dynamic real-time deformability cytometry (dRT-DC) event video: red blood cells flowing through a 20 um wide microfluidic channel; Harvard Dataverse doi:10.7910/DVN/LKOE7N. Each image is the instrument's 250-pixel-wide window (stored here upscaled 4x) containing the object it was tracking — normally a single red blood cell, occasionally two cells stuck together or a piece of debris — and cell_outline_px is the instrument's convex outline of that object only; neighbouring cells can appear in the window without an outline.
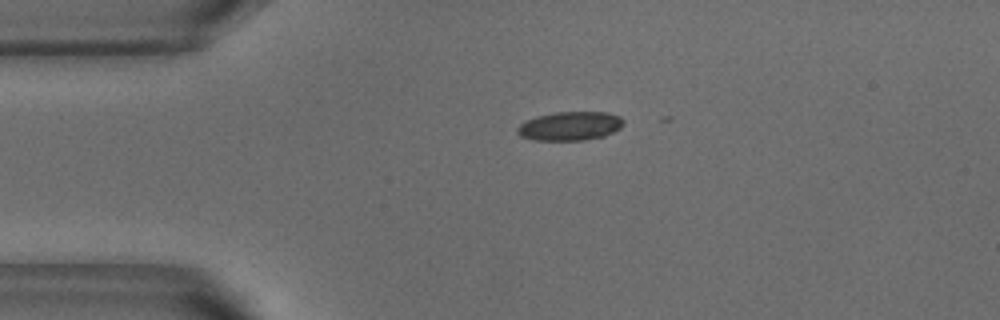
{"species": "common noctule bat (a hibernating species)", "species_latin": "Nyctalus noctula", "temperature_condition": "warm", "stored_images_in_passage": 9, "camera_frame_rate_fps": 3000, "um_per_image_px": 0.085, "animal": {"sex": "male", "body_mass_g": 18.8}, "frame": {"image": 1, "passage_image": 1, "time_ms": 0.0, "image_size_px": [1000, 320], "cell_outline_px": [[624, 124], [620, 128], [604, 136], [584, 140], [536, 140], [520, 136], [516, 132], [516, 128], [520, 124], [536, 116], [556, 112], [608, 112], [620, 116], [624, 120]], "centroid_in_image_um": [48.46, 10.71], "position_along_channel_um": 36.5, "area_um2": 17.86}}
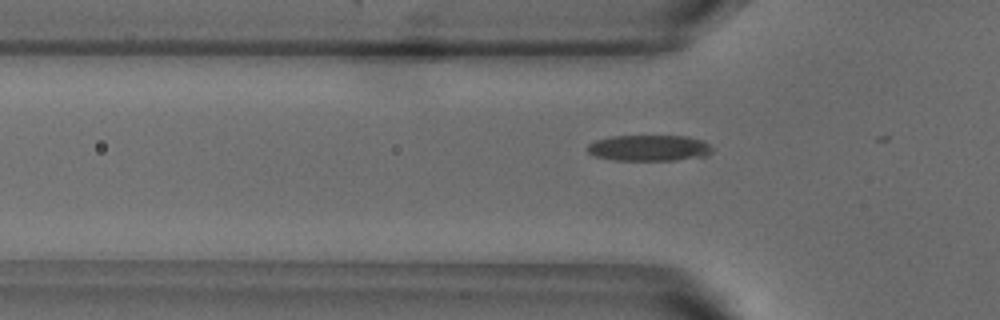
{"frame": {"image": 2, "passage_image": 6, "time_ms": 1.667, "image_size_px": [1000, 320], "cell_outline_px": [[712, 152], [708, 156], [676, 160], [612, 160], [596, 156], [588, 152], [584, 148], [588, 144], [596, 140], [612, 136], [688, 136], [704, 140], [712, 148]], "centroid_in_image_um": [55.18, 12.58], "position_along_channel_um": 70.6, "area_um2": 19.13}}